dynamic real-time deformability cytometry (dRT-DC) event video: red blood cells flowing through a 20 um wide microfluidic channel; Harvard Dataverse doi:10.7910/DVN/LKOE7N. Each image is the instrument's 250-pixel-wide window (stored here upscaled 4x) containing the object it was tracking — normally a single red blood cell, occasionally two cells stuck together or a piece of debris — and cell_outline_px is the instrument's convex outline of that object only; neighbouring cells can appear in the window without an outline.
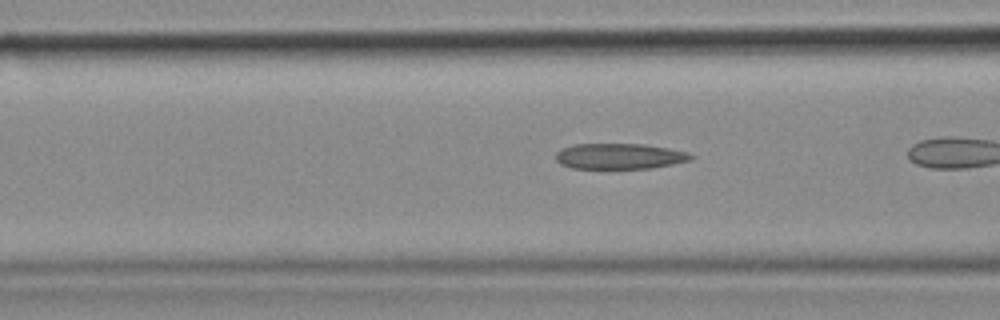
{"species": "common noctule bat (a hibernating species)", "species_latin": "Nyctalus noctula", "temperature_condition": "cold", "stored_images_in_passage": 8, "camera_frame_rate_fps": 3000, "um_per_image_px": 0.085, "animal": {"sex": "female", "body_mass_g": 18.4}, "frame": {"image": 1, "passage_image": 5, "time_ms": 1.333, "image_size_px": [1000, 320], "cell_outline_px": [[696, 156], [692, 160], [652, 168], [572, 168], [560, 164], [556, 160], [556, 152], [564, 148], [576, 144], [644, 144], [668, 148], [688, 152]], "centroid_in_image_um": [52.7, 13.28], "position_along_channel_um": 113.9, "area_um2": 20.17}}